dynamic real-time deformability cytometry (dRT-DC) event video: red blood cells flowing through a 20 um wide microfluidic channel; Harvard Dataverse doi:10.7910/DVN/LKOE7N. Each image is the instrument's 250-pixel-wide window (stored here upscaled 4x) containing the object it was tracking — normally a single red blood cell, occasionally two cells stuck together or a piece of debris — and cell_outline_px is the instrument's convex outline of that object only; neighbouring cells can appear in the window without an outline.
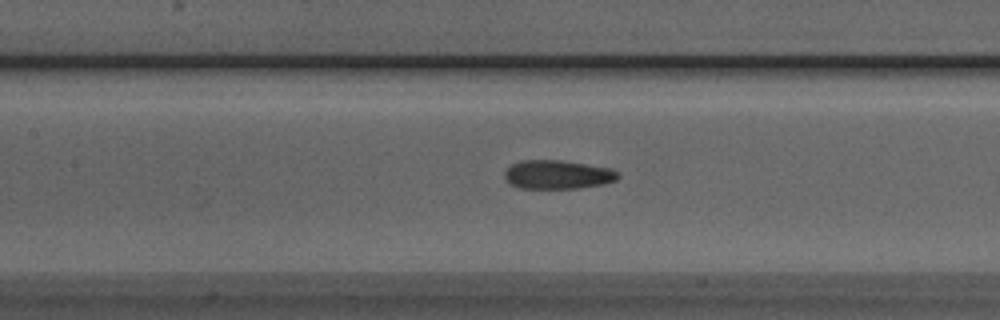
{"species": "Egyptian fruit bat (a non-hibernating species)", "species_latin": "Rousettus aegyptiacus", "temperature_condition": "room temperature", "stored_images_in_passage": 33, "camera_frame_rate_fps": 3000, "um_per_image_px": 0.085, "animal": {"sex": "male"}, "frame": {"image": 1, "passage_image": 5, "time_ms": 1.333, "image_size_px": [1000, 320], "cell_outline_px": [[620, 176], [616, 180], [604, 184], [580, 188], [520, 188], [508, 184], [504, 176], [504, 172], [512, 164], [520, 160], [560, 160], [612, 168]], "centroid_in_image_um": [47.38, 14.84], "position_along_channel_um": 160.0, "area_um2": 19.13}}
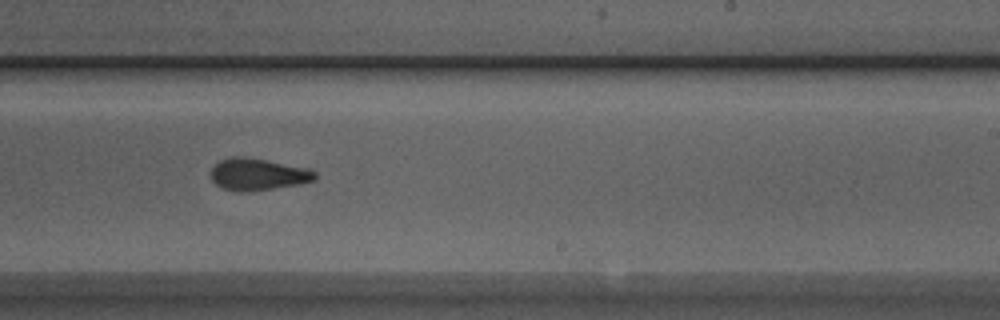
{"frame": {"image": 2, "passage_image": 13, "time_ms": 4.0, "image_size_px": [1000, 320], "cell_outline_px": [[316, 180], [300, 184], [244, 192], [240, 192], [220, 188], [212, 180], [212, 168], [220, 160], [232, 156], [244, 156], [312, 168], [316, 172]], "centroid_in_image_um": [21.95, 14.81], "position_along_channel_um": 267.0, "area_um2": 19.54}}
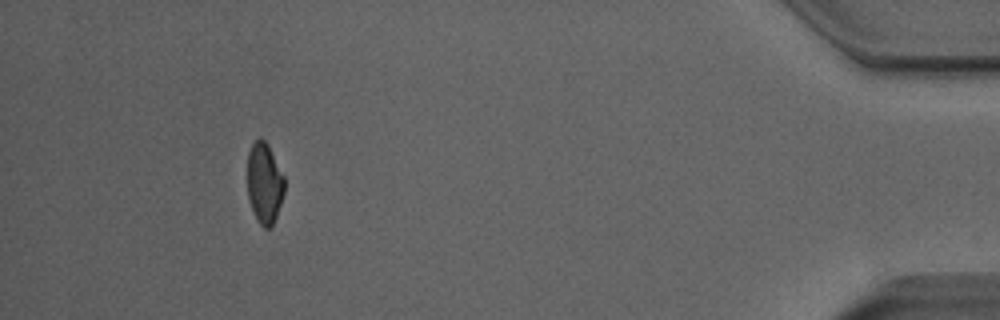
{"frame": {"image": 3, "passage_image": 29, "time_ms": 9.333, "image_size_px": [1000, 320], "cell_outline_px": [[284, 192], [272, 228], [264, 228], [256, 220], [248, 200], [248, 152], [252, 144], [260, 136], [268, 144], [284, 176]], "centroid_in_image_um": [22.47, 15.58], "position_along_channel_um": 412.7, "area_um2": 17.51}, "authors_computed_cell_mechanics": {"area_um2": 19.3052, "velocity_mm_per_s": 4.027, "shape_relaxation_time_tau1_ms": 3.4529, "shape_relaxation_time_tau2_ms": 1.5316, "deformation_change_tau1": 0.1177, "deformation_change_tau2": 0.0642}}